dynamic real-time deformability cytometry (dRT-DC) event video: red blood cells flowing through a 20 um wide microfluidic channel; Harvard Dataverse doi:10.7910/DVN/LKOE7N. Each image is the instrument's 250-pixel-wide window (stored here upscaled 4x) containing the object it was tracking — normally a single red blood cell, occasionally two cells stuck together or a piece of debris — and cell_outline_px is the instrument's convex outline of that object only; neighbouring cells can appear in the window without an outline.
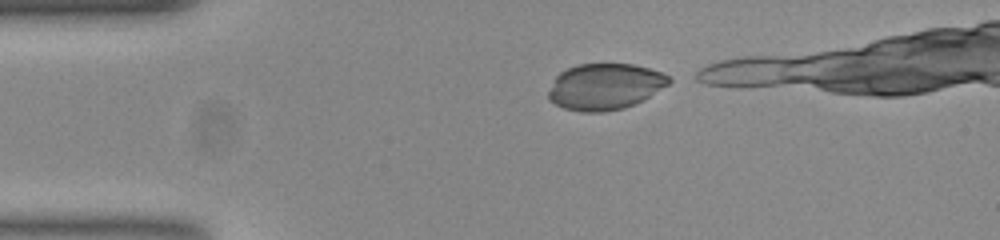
{"species": "common noctule bat (a hibernating species)", "species_latin": "Nyctalus noctula", "temperature_condition": "room temperature", "stored_images_in_passage": 13, "camera_frame_rate_fps": 3000, "um_per_image_px": 0.085, "animal": {"sex": "female", "body_mass_g": 23.0, "forearm_length_mm": 53.4}, "frame": {"image": 1, "passage_image": 1, "time_ms": 0.0, "image_size_px": [1000, 240], "cell_outline_px": [[672, 80], [668, 84], [648, 96], [624, 108], [604, 112], [580, 112], [564, 108], [548, 100], [548, 92], [556, 76], [560, 72], [576, 64], [632, 64], [648, 68], [660, 72], [668, 76]], "centroid_in_image_um": [51.37, 7.36], "position_along_channel_um": 33.6, "area_um2": 32.14}}
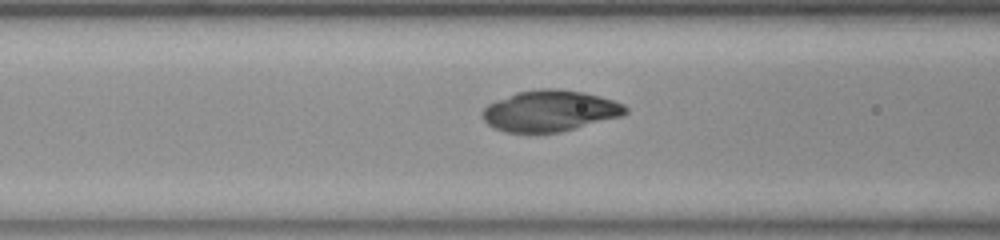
{"frame": {"image": 2, "passage_image": 11, "time_ms": 3.333, "image_size_px": [1000, 240], "cell_outline_px": [[628, 112], [620, 116], [560, 132], [504, 132], [488, 124], [484, 120], [484, 108], [488, 104], [496, 100], [516, 92], [540, 88], [556, 88], [584, 92], [600, 96], [624, 104], [628, 108]], "centroid_in_image_um": [46.75, 9.41], "position_along_channel_um": 119.8, "area_um2": 33.99}}